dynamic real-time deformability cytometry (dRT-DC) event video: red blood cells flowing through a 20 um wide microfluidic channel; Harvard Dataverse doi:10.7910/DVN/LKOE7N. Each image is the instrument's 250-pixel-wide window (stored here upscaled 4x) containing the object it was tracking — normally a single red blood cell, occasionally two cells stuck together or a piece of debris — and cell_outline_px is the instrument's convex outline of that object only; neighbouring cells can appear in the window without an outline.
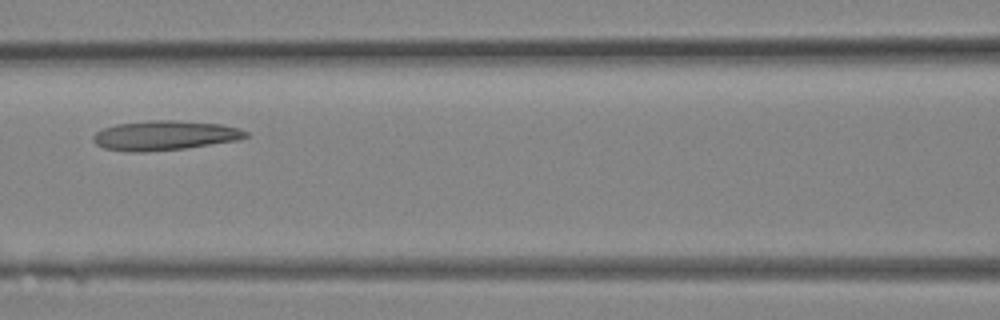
{"species": "Egyptian fruit bat (a non-hibernating species)", "species_latin": "Rousettus aegyptiacus", "temperature_condition": "room temperature", "stored_images_in_passage": 13, "camera_frame_rate_fps": 3000, "um_per_image_px": 0.085, "animal": {"sex": "female"}, "frame": {"image": 1, "passage_image": 10, "time_ms": 3.0, "image_size_px": [1000, 320], "cell_outline_px": [[248, 136], [240, 140], [184, 148], [144, 152], [128, 152], [104, 148], [96, 144], [92, 140], [92, 136], [96, 132], [104, 128], [116, 124], [148, 120], [176, 120], [220, 124], [240, 128], [248, 132]], "centroid_in_image_um": [14.0, 11.51], "position_along_channel_um": 152.6, "area_um2": 26.41}}
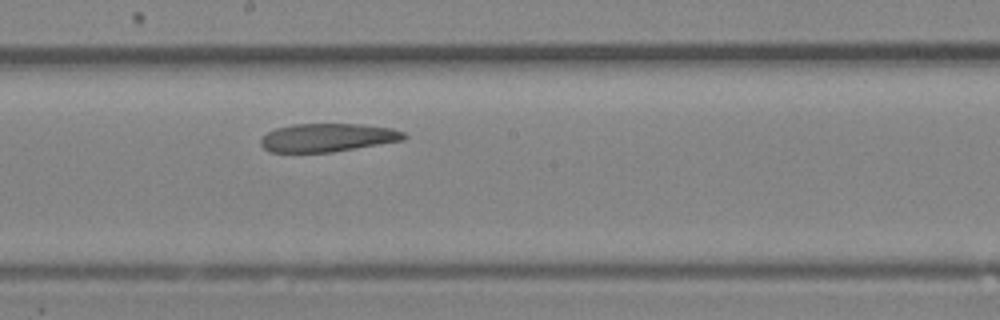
{"frame": {"image": 2, "passage_image": 13, "time_ms": 4.0, "image_size_px": [1000, 320], "cell_outline_px": [[408, 136], [404, 140], [332, 152], [268, 152], [260, 144], [260, 140], [268, 132], [276, 128], [292, 124], [360, 124], [392, 128], [404, 132]], "centroid_in_image_um": [27.85, 11.69], "position_along_channel_um": 220.3, "area_um2": 23.64}}